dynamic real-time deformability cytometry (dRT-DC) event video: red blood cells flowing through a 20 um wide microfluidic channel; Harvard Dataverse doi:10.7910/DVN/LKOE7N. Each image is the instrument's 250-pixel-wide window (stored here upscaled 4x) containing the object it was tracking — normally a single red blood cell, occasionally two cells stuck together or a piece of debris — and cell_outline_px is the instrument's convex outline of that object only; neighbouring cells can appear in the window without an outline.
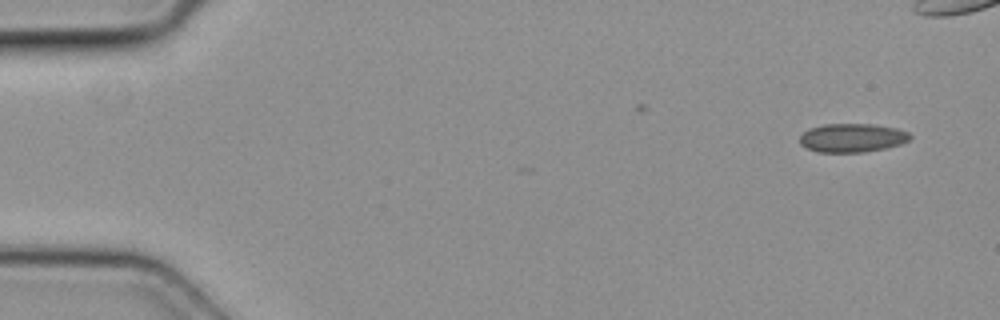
{"species": "common noctule bat (a hibernating species)", "species_latin": "Nyctalus noctula", "temperature_condition": "cold", "stored_images_in_passage": 3, "camera_frame_rate_fps": 3000, "um_per_image_px": 0.085, "animal": {"sex": "female", "body_mass_g": 19.3, "forearm_length_mm": 54.1}, "frame": {"image": 1, "passage_image": 1, "time_ms": 0.0, "image_size_px": [1000, 320], "cell_outline_px": [[912, 136], [908, 140], [900, 144], [884, 148], [864, 152], [816, 152], [800, 144], [800, 136], [808, 128], [824, 124], [872, 124], [896, 128], [908, 132]], "centroid_in_image_um": [72.41, 11.71], "position_along_channel_um": 12.6, "area_um2": 18.38}}